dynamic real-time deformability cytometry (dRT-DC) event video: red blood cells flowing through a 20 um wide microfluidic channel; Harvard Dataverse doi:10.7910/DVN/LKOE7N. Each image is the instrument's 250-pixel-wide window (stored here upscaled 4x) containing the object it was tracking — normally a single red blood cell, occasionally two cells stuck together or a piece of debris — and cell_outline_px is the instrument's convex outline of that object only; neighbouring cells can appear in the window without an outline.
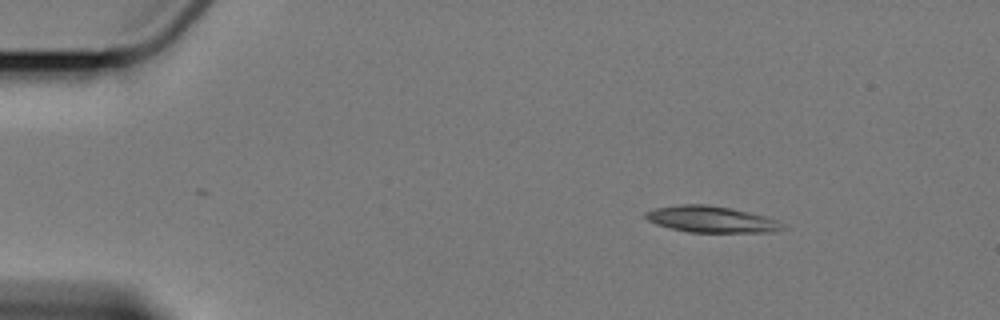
{"species": "Egyptian fruit bat (a non-hibernating species)", "species_latin": "Rousettus aegyptiacus", "temperature_condition": "cold", "stored_images_in_passage": 6, "camera_frame_rate_fps": 3000, "um_per_image_px": 0.085, "animal": {"sex": "female"}, "frame": {"image": 1, "passage_image": 1, "time_ms": 0.0, "image_size_px": [1000, 320], "cell_outline_px": [[784, 228], [772, 232], [688, 232], [656, 224], [648, 220], [644, 216], [644, 212], [656, 208], [676, 204], [704, 204], [728, 208], [748, 212], [764, 216], [776, 220]], "centroid_in_image_um": [60.39, 18.64], "position_along_channel_um": 24.6, "area_um2": 20.69}}
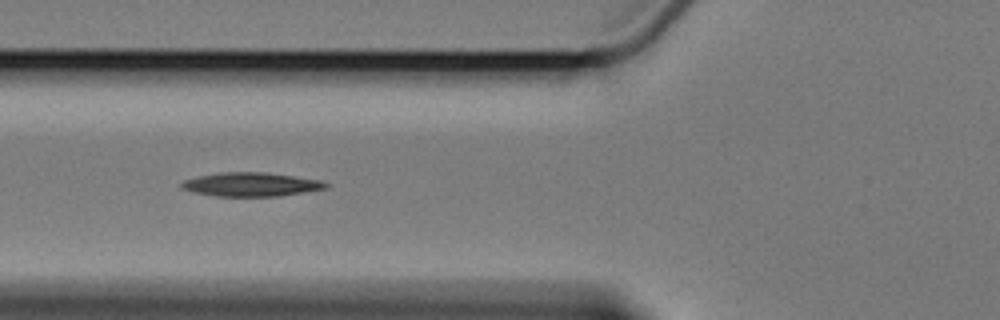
{"frame": {"image": 2, "passage_image": 5, "time_ms": 4.667, "image_size_px": [1000, 320], "cell_outline_px": [[332, 184], [328, 188], [280, 196], [216, 196], [192, 192], [180, 188], [180, 184], [184, 180], [196, 176], [220, 172], [264, 172], [320, 180]], "centroid_in_image_um": [21.33, 15.67], "position_along_channel_um": 104.5, "area_um2": 20.17}}
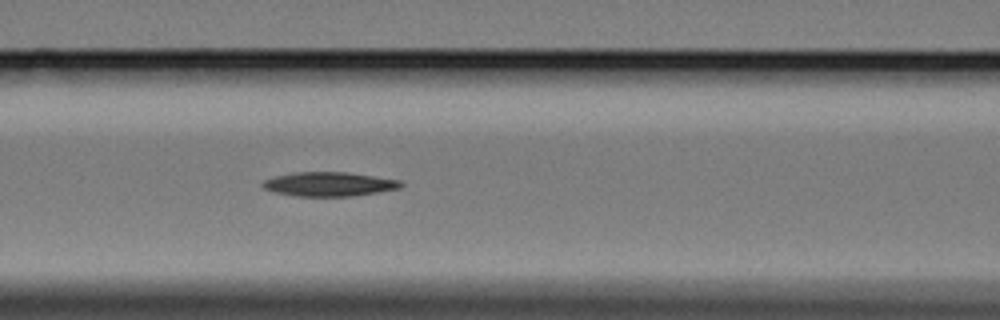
{"frame": {"image": 3, "passage_image": 6, "time_ms": 5.667, "image_size_px": [1000, 320], "cell_outline_px": [[404, 184], [400, 188], [352, 196], [296, 196], [276, 192], [264, 188], [260, 184], [264, 180], [276, 176], [292, 172], [344, 172], [400, 180]], "centroid_in_image_um": [27.95, 15.65], "position_along_channel_um": 138.6, "area_um2": 19.25}}